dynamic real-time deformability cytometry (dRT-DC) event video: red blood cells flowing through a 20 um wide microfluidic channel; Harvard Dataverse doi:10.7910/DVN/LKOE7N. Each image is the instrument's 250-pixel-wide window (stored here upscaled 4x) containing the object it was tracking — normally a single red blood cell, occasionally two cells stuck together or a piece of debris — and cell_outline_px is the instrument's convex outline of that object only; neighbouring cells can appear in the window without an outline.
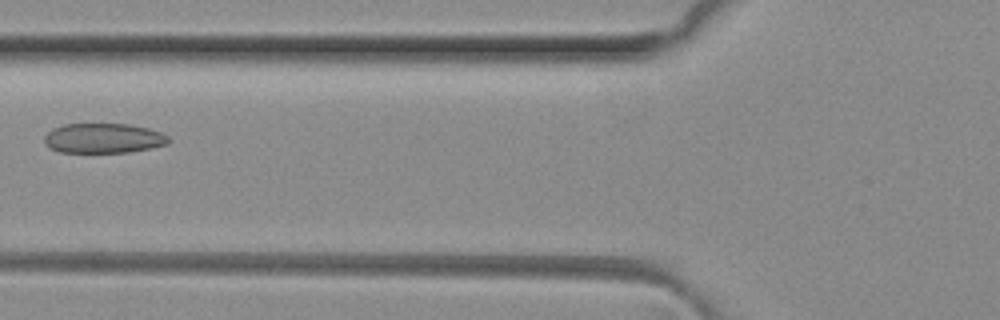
{"species": "common noctule bat (a hibernating species)", "species_latin": "Nyctalus noctula", "temperature_condition": "room temperature", "stored_images_in_passage": 2, "camera_frame_rate_fps": 3000, "um_per_image_px": 0.085, "animal": {"sex": "female", "body_mass_g": 29.2, "forearm_length_mm": 56.3}, "frame": {"image": 1, "passage_image": 2, "time_ms": 0.333, "image_size_px": [1000, 320], "cell_outline_px": [[172, 140], [168, 144], [152, 148], [128, 152], [60, 152], [48, 148], [44, 144], [44, 136], [52, 128], [64, 124], [128, 124], [148, 128], [160, 132], [168, 136]], "centroid_in_image_um": [8.79, 11.75], "position_along_channel_um": 117.0, "area_um2": 21.79}}